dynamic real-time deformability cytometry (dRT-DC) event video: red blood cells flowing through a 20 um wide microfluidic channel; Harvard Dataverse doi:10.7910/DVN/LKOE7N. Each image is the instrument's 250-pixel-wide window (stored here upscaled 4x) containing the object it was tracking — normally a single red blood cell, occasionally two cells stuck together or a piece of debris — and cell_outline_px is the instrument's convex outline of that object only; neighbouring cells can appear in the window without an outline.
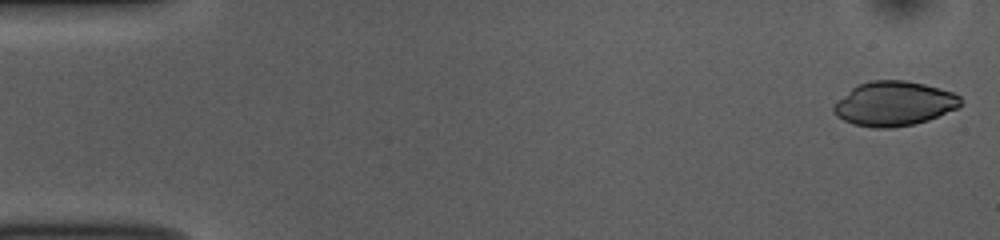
{"species": "common noctule bat (a hibernating species)", "species_latin": "Nyctalus noctula", "temperature_condition": "room temperature", "stored_images_in_passage": 51, "camera_frame_rate_fps": 3000, "um_per_image_px": 0.085, "animal": {"sex": "female", "body_mass_g": 10.0, "forearm_length_mm": 53.1}, "frame": {"image": 1, "passage_image": 1, "time_ms": 0.0, "image_size_px": [1000, 240], "cell_outline_px": [[964, 104], [960, 108], [928, 120], [912, 124], [892, 128], [876, 128], [852, 124], [836, 116], [832, 108], [852, 88], [860, 84], [872, 80], [904, 80], [924, 84], [952, 92], [960, 96]], "centroid_in_image_um": [76.05, 8.82], "position_along_channel_um": 9.0, "area_um2": 32.77}}